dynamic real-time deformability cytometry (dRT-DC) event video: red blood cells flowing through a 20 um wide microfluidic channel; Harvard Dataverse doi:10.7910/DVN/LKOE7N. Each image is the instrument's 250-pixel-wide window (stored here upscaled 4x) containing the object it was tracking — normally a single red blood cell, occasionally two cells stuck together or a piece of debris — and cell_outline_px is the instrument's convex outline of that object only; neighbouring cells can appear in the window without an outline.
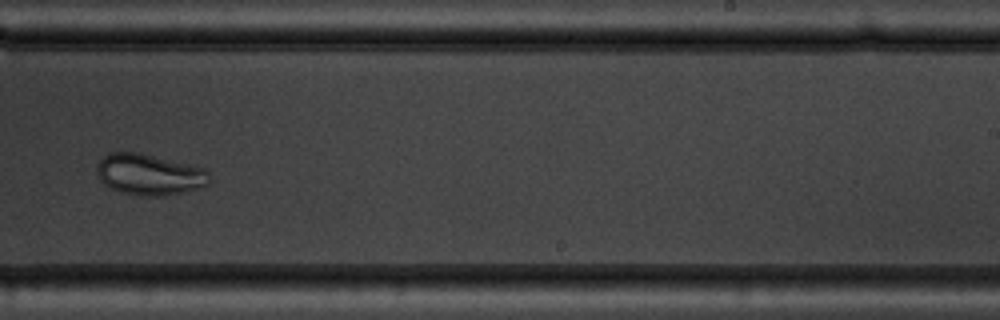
{"species": "common noctule bat (a hibernating species)", "species_latin": "Nyctalus noctula", "temperature_condition": "warm", "stored_images_in_passage": 9, "camera_frame_rate_fps": 3000, "um_per_image_px": 0.085, "animal": {"sex": "male", "body_mass_g": 19.5, "forearm_length_mm": 54.6}, "frame": {"image": 1, "passage_image": 9, "time_ms": 9.0, "image_size_px": [1000, 320], "cell_outline_px": [[208, 184], [196, 188], [164, 196], [140, 196], [120, 192], [108, 188], [100, 180], [96, 172], [96, 164], [108, 152], [140, 152], [204, 168], [208, 172]], "centroid_in_image_um": [12.62, 14.83], "position_along_channel_um": 276.4, "area_um2": 26.99}}